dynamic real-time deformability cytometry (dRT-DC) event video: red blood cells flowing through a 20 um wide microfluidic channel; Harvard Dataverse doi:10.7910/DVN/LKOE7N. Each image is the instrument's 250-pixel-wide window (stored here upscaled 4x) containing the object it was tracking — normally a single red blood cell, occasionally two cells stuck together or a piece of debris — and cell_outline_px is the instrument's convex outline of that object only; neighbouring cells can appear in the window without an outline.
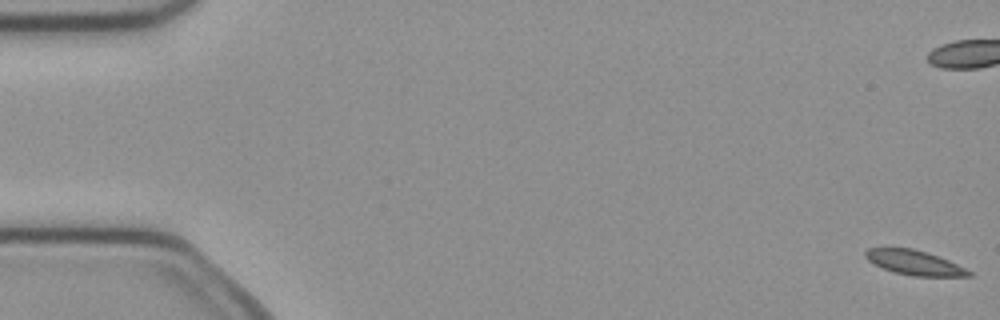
{"species": "common noctule bat (a hibernating species)", "species_latin": "Nyctalus noctula", "temperature_condition": "cold", "stored_images_in_passage": 53, "camera_frame_rate_fps": 3000, "um_per_image_px": 0.085, "animal": {"sex": "female", "body_mass_g": 21.9}, "frame": {"image": 1, "passage_image": 1, "time_ms": 0.0, "image_size_px": [1000, 320], "cell_outline_px": [[972, 276], [912, 276], [896, 272], [884, 268], [868, 260], [864, 256], [864, 252], [868, 248], [912, 248], [928, 252], [948, 260], [972, 272]], "centroid_in_image_um": [77.72, 22.31], "position_along_channel_um": 7.3, "area_um2": 14.62}}
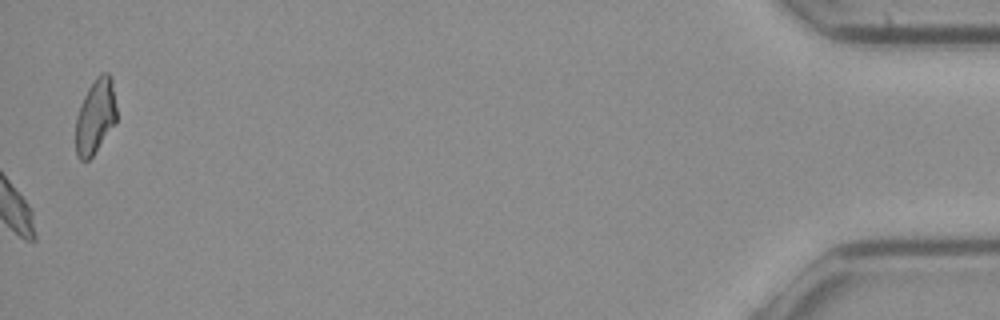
{"frame": {"image": 2, "passage_image": 53, "time_ms": 17.333, "image_size_px": [1000, 320], "cell_outline_px": [[116, 124], [92, 156], [88, 160], [80, 160], [76, 156], [76, 116], [80, 104], [88, 88], [96, 76], [100, 72], [108, 72], [112, 76], [116, 108]], "centroid_in_image_um": [8.12, 9.87], "position_along_channel_um": 427.1, "area_um2": 18.09}, "authors_computed_cell_mechanics": {"area_um2": 15.4904, "velocity_mm_per_s": 3.9764, "shape_relaxation_time_tau1_ms": 4.8705, "shape_relaxation_time_tau2_ms": null, "deformation_change_tau1": 0.0967, "deformation_change_tau2": null}}